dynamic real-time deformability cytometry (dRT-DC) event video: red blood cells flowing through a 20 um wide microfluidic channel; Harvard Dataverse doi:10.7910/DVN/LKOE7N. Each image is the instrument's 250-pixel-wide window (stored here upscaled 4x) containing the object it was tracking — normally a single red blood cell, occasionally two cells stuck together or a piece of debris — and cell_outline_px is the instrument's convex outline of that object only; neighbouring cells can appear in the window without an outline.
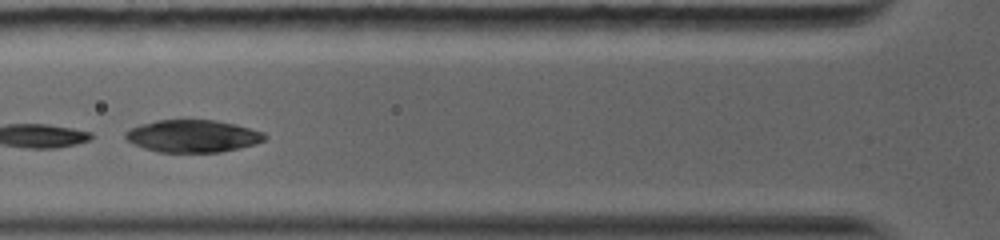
{"species": "common noctule bat (a hibernating species)", "species_latin": "Nyctalus noctula", "temperature_condition": "warm", "stored_images_in_passage": 15, "camera_frame_rate_fps": 5000, "um_per_image_px": 0.085, "animal": {"sex": "female", "body_mass_g": 19.0, "forearm_length_mm": 56.7}, "frame": {"image": 1, "passage_image": 3, "time_ms": 2.0, "image_size_px": [1000, 240], "cell_outline_px": [[268, 136], [264, 140], [256, 144], [240, 148], [220, 152], [160, 152], [144, 148], [132, 144], [124, 136], [124, 132], [140, 124], [156, 120], [216, 120], [236, 124], [264, 132]], "centroid_in_image_um": [16.4, 11.56], "position_along_channel_um": 109.4, "area_um2": 26.41}}